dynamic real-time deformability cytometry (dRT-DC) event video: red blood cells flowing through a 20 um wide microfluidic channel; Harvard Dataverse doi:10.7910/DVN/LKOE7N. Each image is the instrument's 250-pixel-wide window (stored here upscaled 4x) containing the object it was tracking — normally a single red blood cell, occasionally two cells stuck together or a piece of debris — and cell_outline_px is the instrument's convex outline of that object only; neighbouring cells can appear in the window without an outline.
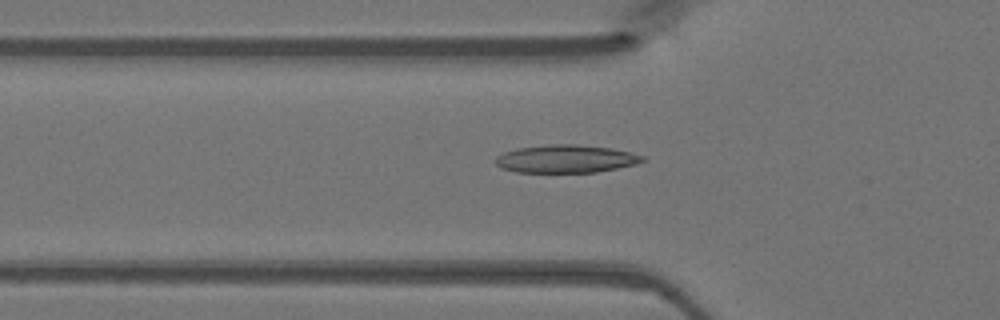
{"species": "Egyptian fruit bat (a non-hibernating species)", "species_latin": "Rousettus aegyptiacus", "temperature_condition": "warm", "stored_images_in_passage": 48, "camera_frame_rate_fps": 3000, "um_per_image_px": 0.085, "animal": {"sex": "female"}, "frame": {"image": 1, "passage_image": 16, "time_ms": 5.0, "image_size_px": [1000, 320], "cell_outline_px": [[644, 160], [636, 164], [596, 172], [516, 172], [500, 168], [496, 164], [496, 156], [504, 152], [516, 148], [548, 144], [576, 144], [612, 148], [644, 156]], "centroid_in_image_um": [48.06, 13.49], "position_along_channel_um": 77.7, "area_um2": 23.87}}
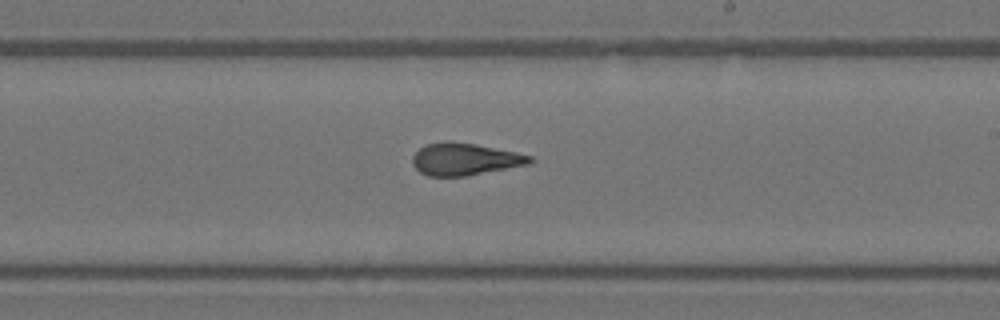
{"frame": {"image": 2, "passage_image": 28, "time_ms": 9.0, "image_size_px": [1000, 320], "cell_outline_px": [[536, 160], [528, 164], [468, 176], [428, 176], [420, 172], [412, 164], [412, 156], [420, 148], [428, 144], [448, 140], [472, 144], [516, 152], [532, 156]], "centroid_in_image_um": [39.5, 13.54], "position_along_channel_um": 249.5, "area_um2": 21.91}}
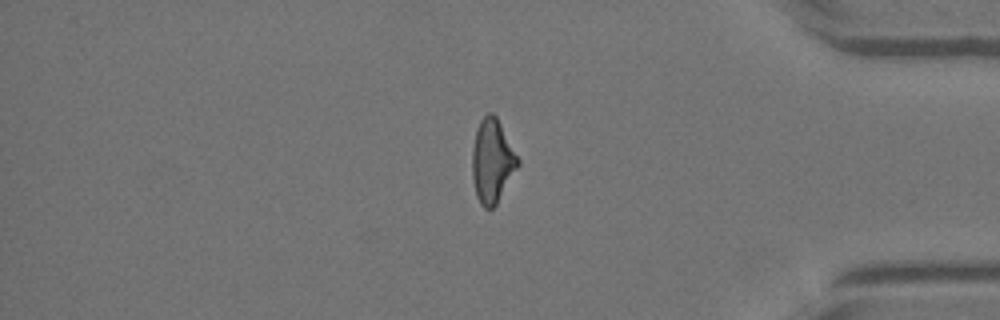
{"frame": {"image": 3, "passage_image": 40, "time_ms": 13.0, "image_size_px": [1000, 320], "cell_outline_px": [[520, 164], [496, 204], [492, 208], [484, 208], [480, 204], [476, 196], [472, 180], [472, 148], [476, 128], [480, 120], [488, 112], [492, 112], [496, 116], [520, 160]], "centroid_in_image_um": [41.82, 13.68], "position_along_channel_um": 393.4, "area_um2": 22.31}}